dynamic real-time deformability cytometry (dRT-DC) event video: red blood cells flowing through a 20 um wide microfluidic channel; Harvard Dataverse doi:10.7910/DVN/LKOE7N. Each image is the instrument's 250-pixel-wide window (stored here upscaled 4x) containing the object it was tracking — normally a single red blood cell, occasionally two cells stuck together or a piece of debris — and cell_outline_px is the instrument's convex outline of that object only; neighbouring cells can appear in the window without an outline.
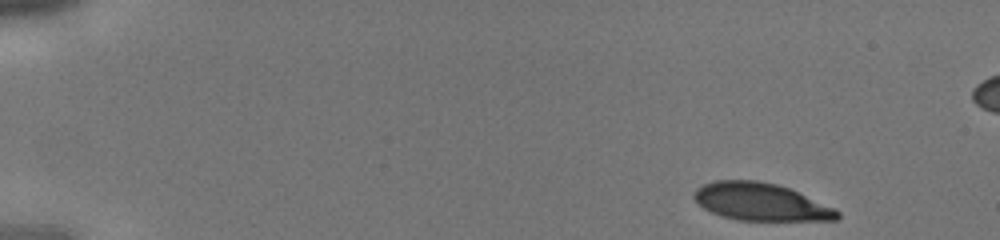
{"species": "human", "species_latin": "Homo sapiens", "temperature_condition": "cold", "stored_images_in_passage": 21, "camera_frame_rate_fps": 3000, "um_per_image_px": 0.085, "donor": {"sex": "male"}, "frame": {"image": 1, "passage_image": 1, "time_ms": 0.0, "image_size_px": [1000, 240], "cell_outline_px": [[840, 216], [836, 220], [740, 220], [724, 216], [712, 212], [704, 208], [692, 196], [696, 188], [704, 184], [716, 180], [756, 180], [776, 184], [788, 188], [836, 208], [840, 212]], "centroid_in_image_um": [64.68, 17.15], "position_along_channel_um": 20.3, "area_um2": 31.04}}
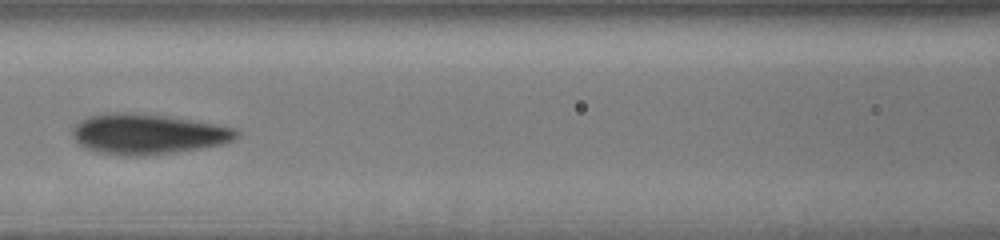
{"frame": {"image": 2, "passage_image": 13, "time_ms": 4.0, "image_size_px": [1000, 240], "cell_outline_px": [[240, 136], [236, 140], [224, 144], [204, 148], [176, 152], [144, 156], [124, 156], [100, 152], [84, 148], [72, 136], [72, 128], [80, 120], [88, 116], [108, 112], [132, 112], [164, 116], [216, 124], [236, 128], [240, 132]], "centroid_in_image_um": [12.59, 11.4], "position_along_channel_um": 154.0, "area_um2": 38.96}}
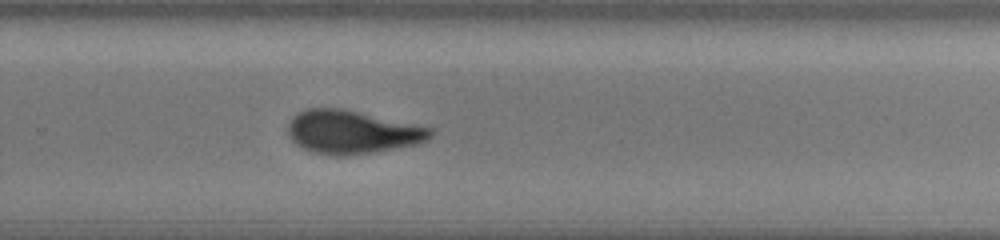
{"frame": {"image": 3, "passage_image": 21, "time_ms": 6.667, "image_size_px": [1000, 240], "cell_outline_px": [[436, 132], [428, 140], [416, 144], [376, 152], [344, 156], [336, 156], [316, 152], [304, 148], [296, 144], [288, 136], [288, 124], [292, 116], [296, 112], [308, 108], [344, 108], [432, 128]], "centroid_in_image_um": [29.93, 11.21], "position_along_channel_um": 299.9, "area_um2": 36.18}}